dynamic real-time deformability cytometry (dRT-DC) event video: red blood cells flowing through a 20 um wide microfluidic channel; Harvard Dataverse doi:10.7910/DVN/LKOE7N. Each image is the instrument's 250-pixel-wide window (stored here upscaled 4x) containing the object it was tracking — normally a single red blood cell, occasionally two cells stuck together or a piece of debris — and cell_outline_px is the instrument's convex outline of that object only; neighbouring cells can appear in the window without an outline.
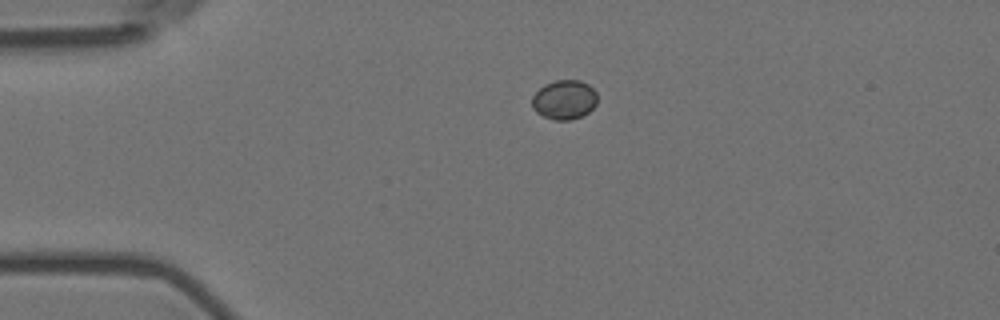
{"species": "Egyptian fruit bat (a non-hibernating species)", "species_latin": "Rousettus aegyptiacus", "temperature_condition": "room temperature", "stored_images_in_passage": 2, "camera_frame_rate_fps": 3000, "um_per_image_px": 0.085, "animal": {"sex": "female"}, "frame": {"image": 1, "passage_image": 1, "time_ms": 0.0, "image_size_px": [1000, 320], "cell_outline_px": [[596, 104], [588, 112], [580, 116], [568, 120], [556, 120], [544, 116], [536, 112], [532, 108], [532, 96], [544, 84], [556, 80], [580, 80], [588, 84], [596, 92]], "centroid_in_image_um": [47.95, 8.46], "position_along_channel_um": 37.1, "area_um2": 14.85}}